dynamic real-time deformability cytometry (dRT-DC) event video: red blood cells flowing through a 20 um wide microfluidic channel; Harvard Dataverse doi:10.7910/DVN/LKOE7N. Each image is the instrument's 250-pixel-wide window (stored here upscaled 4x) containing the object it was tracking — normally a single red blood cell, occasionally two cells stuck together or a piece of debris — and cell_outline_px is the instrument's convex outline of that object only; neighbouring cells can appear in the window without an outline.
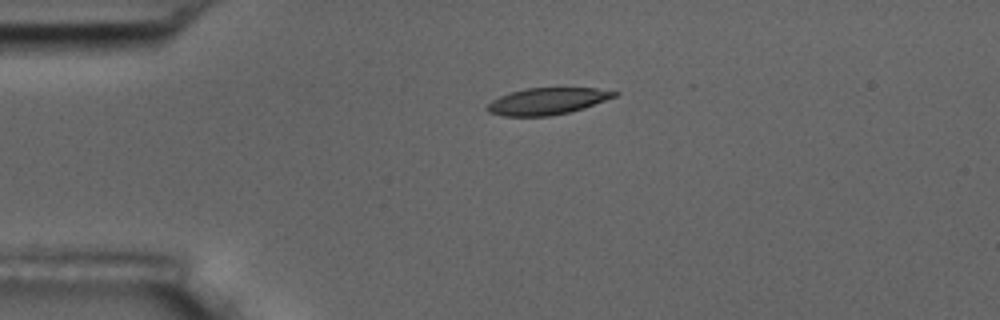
{"species": "common noctule bat (a hibernating species)", "species_latin": "Nyctalus noctula", "temperature_condition": "room temperature", "stored_images_in_passage": 5, "camera_frame_rate_fps": 3000, "um_per_image_px": 0.085, "animal": {"sex": "male", "body_mass_g": 17.5, "forearm_length_mm": 52.3}, "frame": {"image": 1, "passage_image": 3, "time_ms": 3.333, "image_size_px": [1000, 320], "cell_outline_px": [[620, 92], [616, 96], [584, 108], [568, 112], [548, 116], [504, 116], [488, 112], [484, 108], [492, 100], [500, 96], [524, 88], [596, 88]], "centroid_in_image_um": [46.5, 8.6], "position_along_channel_um": 38.5, "area_um2": 19.71}}
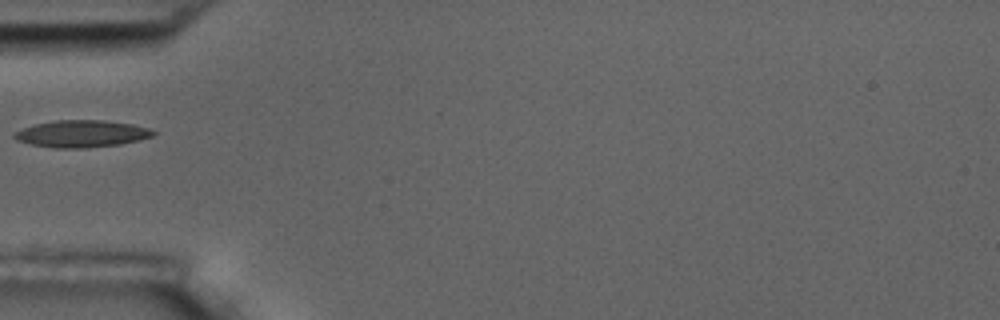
{"frame": {"image": 2, "passage_image": 5, "time_ms": 5.333, "image_size_px": [1000, 320], "cell_outline_px": [[156, 132], [152, 136], [140, 140], [120, 144], [84, 148], [52, 148], [32, 144], [16, 140], [12, 136], [12, 132], [32, 124], [56, 120], [104, 120], [132, 124], [148, 128]], "centroid_in_image_um": [6.89, 11.36], "position_along_channel_um": 78.1, "area_um2": 22.02}}